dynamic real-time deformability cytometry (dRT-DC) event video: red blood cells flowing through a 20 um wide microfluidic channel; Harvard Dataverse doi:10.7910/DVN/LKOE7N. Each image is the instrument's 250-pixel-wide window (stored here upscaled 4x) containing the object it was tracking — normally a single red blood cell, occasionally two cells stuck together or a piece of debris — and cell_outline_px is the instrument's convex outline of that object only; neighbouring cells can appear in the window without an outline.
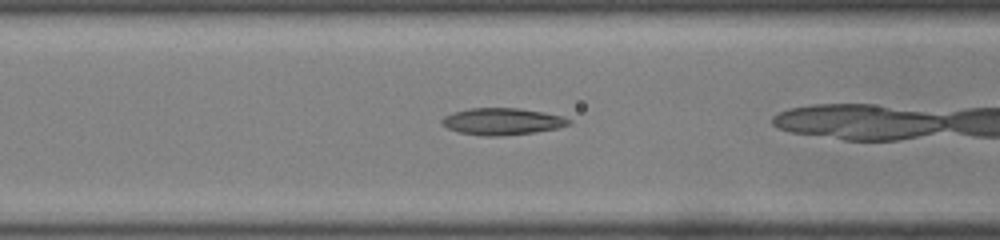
{"species": "common noctule bat (a hibernating species)", "species_latin": "Nyctalus noctula", "temperature_condition": "room temperature", "stored_images_in_passage": 27, "camera_frame_rate_fps": 3000, "um_per_image_px": 0.085, "animal": {"sex": "male", "body_mass_g": 19.0, "forearm_length_mm": 50.8}, "frame": {"image": 1, "passage_image": 16, "time_ms": 5.0, "image_size_px": [1000, 240], "cell_outline_px": [[572, 124], [560, 128], [532, 132], [500, 136], [484, 136], [460, 132], [448, 128], [440, 120], [444, 116], [452, 112], [472, 108], [520, 108], [544, 112], [564, 116], [572, 120]], "centroid_in_image_um": [42.74, 10.31], "position_along_channel_um": 123.9, "area_um2": 19.88}}